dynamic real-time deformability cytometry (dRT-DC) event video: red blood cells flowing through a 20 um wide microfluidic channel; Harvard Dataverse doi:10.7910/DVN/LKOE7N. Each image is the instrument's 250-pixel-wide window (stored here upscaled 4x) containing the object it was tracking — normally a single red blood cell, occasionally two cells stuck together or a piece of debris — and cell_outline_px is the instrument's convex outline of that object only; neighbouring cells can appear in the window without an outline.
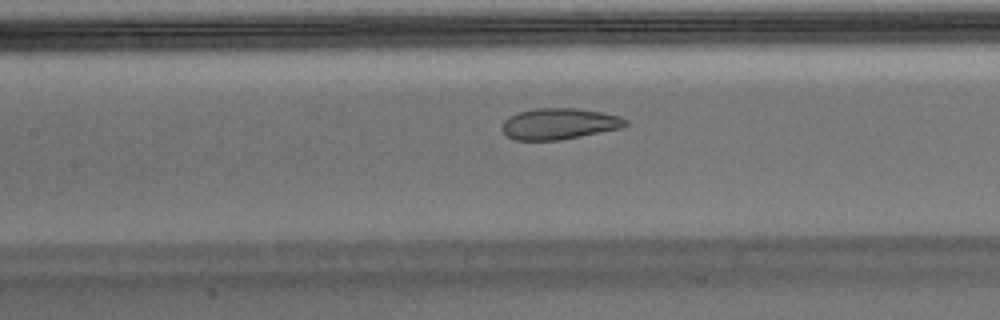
{"species": "Egyptian fruit bat (a non-hibernating species)", "species_latin": "Rousettus aegyptiacus", "temperature_condition": "warm", "stored_images_in_passage": 54, "camera_frame_rate_fps": 3000, "um_per_image_px": 0.085, "animal": {"sex": "male"}, "frame": {"image": 1, "passage_image": 24, "time_ms": 7.667, "image_size_px": [1000, 320], "cell_outline_px": [[628, 124], [620, 128], [560, 140], [516, 140], [508, 136], [504, 132], [504, 120], [508, 116], [520, 112], [536, 108], [576, 108], [600, 112], [620, 116], [628, 120]], "centroid_in_image_um": [47.55, 10.51], "position_along_channel_um": 159.9, "area_um2": 22.14}, "authors_computed_cell_mechanics": {"area_um2": 24.2471, "velocity_mm_per_s": 3.7137, "shape_relaxation_time_tau1_ms": null, "shape_relaxation_time_tau2_ms": 1.0628, "deformation_change_tau1": null, "deformation_change_tau2": 0.0737}}